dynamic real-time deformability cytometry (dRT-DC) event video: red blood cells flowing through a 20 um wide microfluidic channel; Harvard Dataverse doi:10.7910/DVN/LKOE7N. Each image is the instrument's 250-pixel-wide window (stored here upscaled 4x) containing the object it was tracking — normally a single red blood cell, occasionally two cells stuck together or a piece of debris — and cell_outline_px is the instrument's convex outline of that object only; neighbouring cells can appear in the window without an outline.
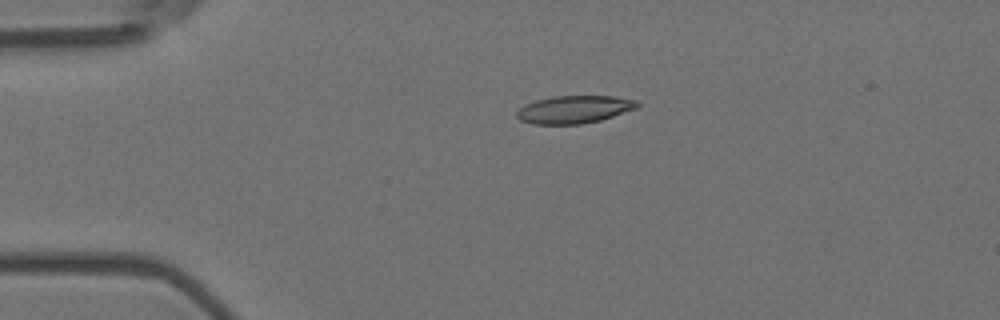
{"species": "Egyptian fruit bat (a non-hibernating species)", "species_latin": "Rousettus aegyptiacus", "temperature_condition": "room temperature", "stored_images_in_passage": 32, "camera_frame_rate_fps": 3000, "um_per_image_px": 0.085, "animal": {"sex": "female"}, "frame": {"image": 1, "passage_image": 1, "time_ms": 0.0, "image_size_px": [1000, 320], "cell_outline_px": [[640, 104], [636, 108], [600, 120], [580, 124], [532, 124], [520, 120], [516, 116], [516, 112], [524, 104], [536, 100], [556, 96], [616, 96], [636, 100]], "centroid_in_image_um": [48.79, 9.3], "position_along_channel_um": 36.2, "area_um2": 19.36}}
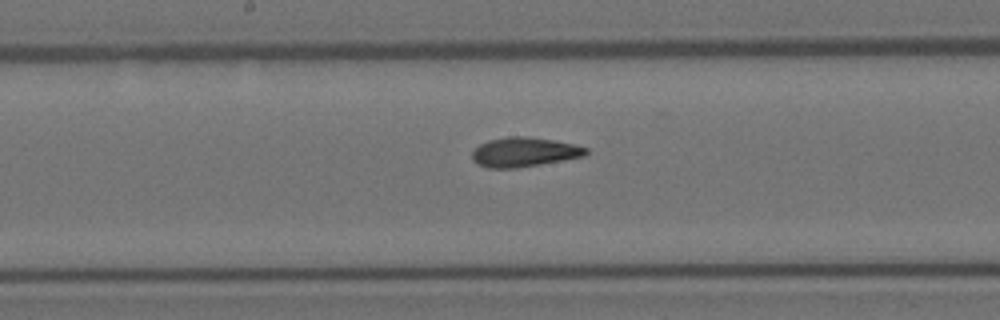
{"frame": {"image": 2, "passage_image": 18, "time_ms": 5.667, "image_size_px": [1000, 320], "cell_outline_px": [[588, 152], [584, 156], [564, 160], [516, 168], [488, 168], [476, 164], [472, 160], [472, 152], [480, 144], [488, 140], [508, 136], [528, 136], [556, 140], [576, 144], [588, 148]], "centroid_in_image_um": [44.56, 12.92], "position_along_channel_um": 203.6, "area_um2": 19.77}}
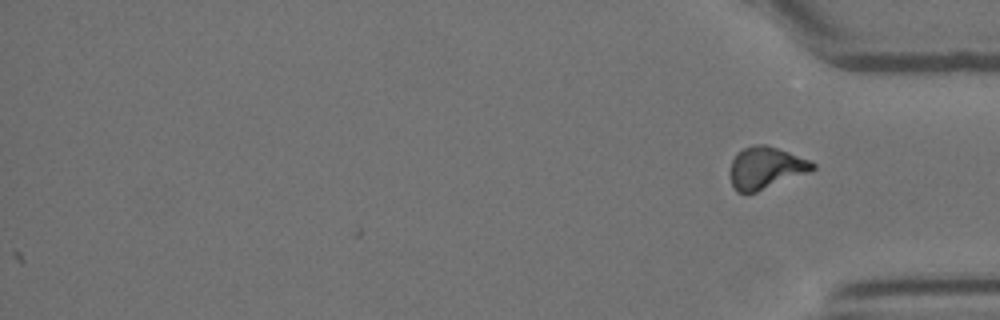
{"frame": {"image": 3, "passage_image": 32, "time_ms": 10.333, "image_size_px": [1000, 320], "cell_outline_px": [[816, 168], [808, 172], [756, 192], [736, 192], [732, 184], [728, 172], [732, 160], [736, 152], [752, 144], [764, 144], [788, 152], [808, 160], [816, 164]], "centroid_in_image_um": [65.03, 14.26], "position_along_channel_um": 370.2, "area_um2": 20.06}, "authors_computed_cell_mechanics": {"area_um2": 19.5364, "velocity_mm_per_s": 3.6045, "shape_relaxation_time_tau1_ms": 10.9303, "shape_relaxation_time_tau2_ms": 1.8485, "deformation_change_tau1": 0.2621, "deformation_change_tau2": 0.0932}}